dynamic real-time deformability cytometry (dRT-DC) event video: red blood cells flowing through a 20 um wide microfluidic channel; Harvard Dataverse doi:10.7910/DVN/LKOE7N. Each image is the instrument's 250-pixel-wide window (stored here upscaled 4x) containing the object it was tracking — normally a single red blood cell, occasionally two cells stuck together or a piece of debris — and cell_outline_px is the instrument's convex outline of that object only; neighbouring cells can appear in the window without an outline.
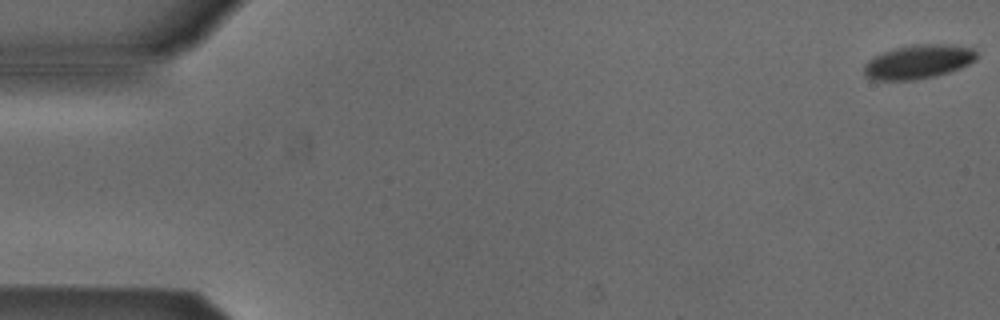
{"species": "Egyptian fruit bat (a non-hibernating species)", "species_latin": "Rousettus aegyptiacus", "temperature_condition": "cold", "stored_images_in_passage": 54, "camera_frame_rate_fps": 3000, "um_per_image_px": 0.085, "animal": {"sex": "male"}, "frame": {"image": 1, "passage_image": 1, "time_ms": 0.0, "image_size_px": [1000, 320], "cell_outline_px": [[976, 60], [960, 68], [936, 76], [916, 80], [872, 80], [864, 76], [864, 64], [872, 56], [880, 52], [892, 48], [916, 44], [944, 44], [972, 48], [976, 52]], "centroid_in_image_um": [77.99, 5.25], "position_along_channel_um": 7.0, "area_um2": 22.54}}
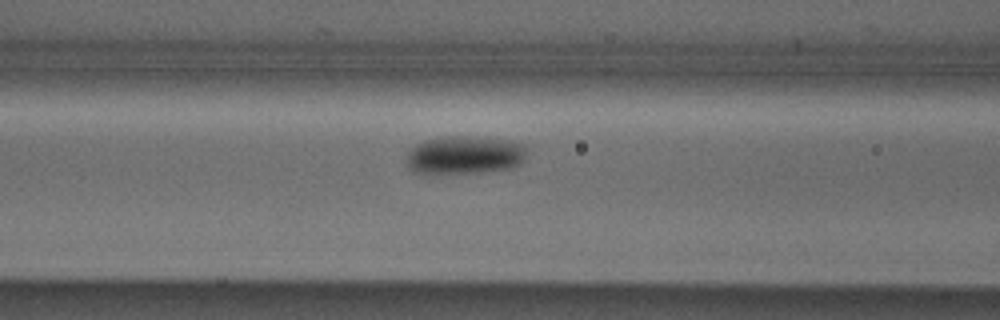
{"frame": {"image": 2, "passage_image": 22, "time_ms": 7.0, "image_size_px": [1000, 320], "cell_outline_px": [[528, 148], [524, 160], [520, 164], [512, 168], [480, 172], [416, 172], [408, 168], [404, 160], [404, 156], [416, 144], [424, 140], [444, 136], [488, 136], [508, 140], [524, 144]], "centroid_in_image_um": [39.52, 13.14], "position_along_channel_um": 127.1, "area_um2": 27.17}}
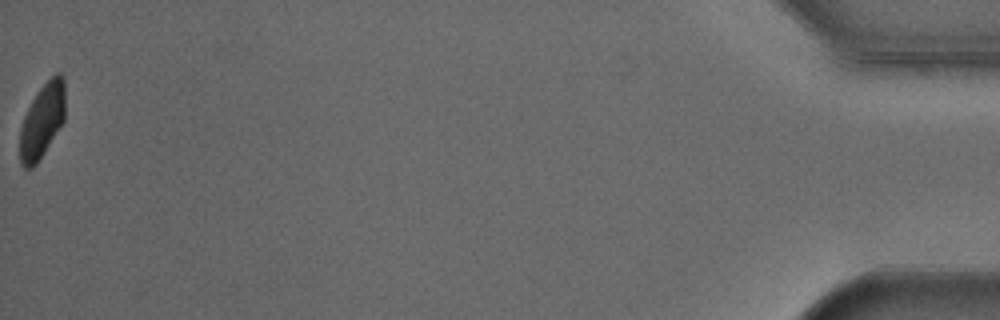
{"frame": {"image": 3, "passage_image": 54, "time_ms": 17.667, "image_size_px": [1000, 320], "cell_outline_px": [[64, 120], [44, 152], [36, 164], [32, 168], [24, 168], [20, 164], [20, 128], [24, 116], [36, 92], [56, 72], [60, 72], [64, 76]], "centroid_in_image_um": [3.58, 10.25], "position_along_channel_um": 431.6, "area_um2": 19.48}, "authors_computed_cell_mechanics": {"area_um2": 24.3627, "velocity_mm_per_s": 3.8434, "shape_relaxation_time_tau1_ms": 3.6288, "shape_relaxation_time_tau2_ms": null, "deformation_change_tau1": 0.1005, "deformation_change_tau2": null}}